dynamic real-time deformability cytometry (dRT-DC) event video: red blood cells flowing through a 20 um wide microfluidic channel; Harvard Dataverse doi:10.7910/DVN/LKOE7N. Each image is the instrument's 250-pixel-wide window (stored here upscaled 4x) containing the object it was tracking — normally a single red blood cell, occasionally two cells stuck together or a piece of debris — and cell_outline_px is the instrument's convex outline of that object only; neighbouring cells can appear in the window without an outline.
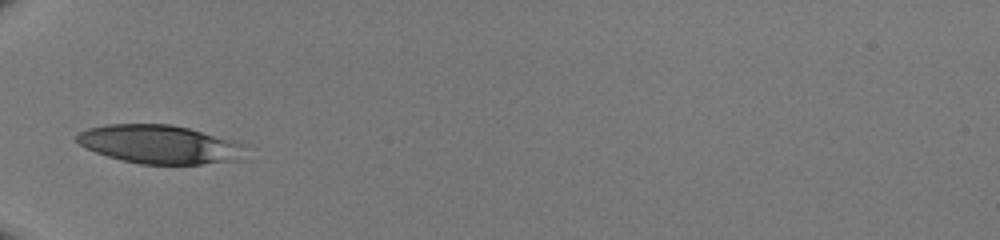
{"species": "human", "species_latin": "Homo sapiens", "temperature_condition": "room temperature", "stored_images_in_passage": 26, "camera_frame_rate_fps": 3000, "um_per_image_px": 0.085, "donor": {"sex": "male"}, "frame": {"image": 1, "passage_image": 1, "time_ms": 0.0, "image_size_px": [1000, 240], "cell_outline_px": [[240, 160], [200, 164], [140, 164], [120, 160], [96, 152], [80, 144], [76, 140], [76, 136], [80, 132], [88, 128], [108, 124], [172, 124], [188, 128], [240, 144]], "centroid_in_image_um": [13.44, 12.27], "position_along_channel_um": 71.6, "area_um2": 36.99}}
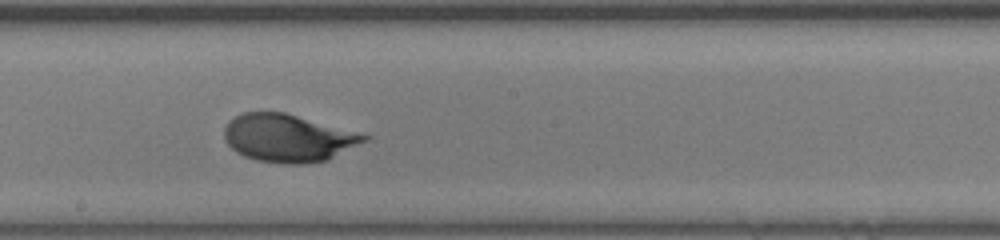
{"frame": {"image": 2, "passage_image": 12, "time_ms": 3.667, "image_size_px": [1000, 240], "cell_outline_px": [[372, 136], [368, 140], [328, 160], [304, 164], [284, 164], [256, 160], [244, 156], [236, 152], [224, 140], [224, 128], [228, 120], [244, 112], [284, 112]], "centroid_in_image_um": [24.48, 11.74], "position_along_channel_um": 223.7, "area_um2": 38.96}}
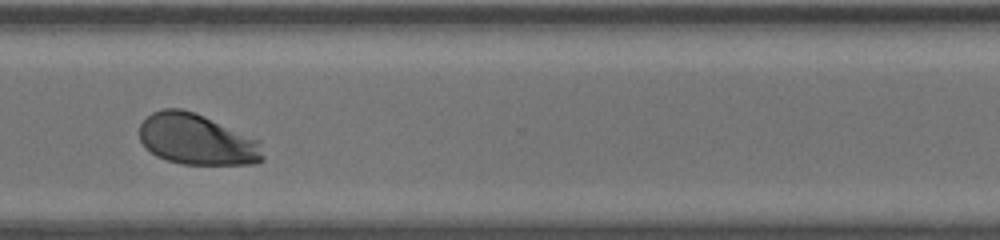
{"frame": {"image": 3, "passage_image": 21, "time_ms": 6.667, "image_size_px": [1000, 240], "cell_outline_px": [[264, 160], [256, 164], [180, 164], [156, 156], [144, 148], [140, 140], [140, 124], [152, 112], [164, 108], [180, 108], [196, 112], [260, 140], [264, 156]], "centroid_in_image_um": [16.74, 11.86], "position_along_channel_um": 353.9, "area_um2": 36.99}}